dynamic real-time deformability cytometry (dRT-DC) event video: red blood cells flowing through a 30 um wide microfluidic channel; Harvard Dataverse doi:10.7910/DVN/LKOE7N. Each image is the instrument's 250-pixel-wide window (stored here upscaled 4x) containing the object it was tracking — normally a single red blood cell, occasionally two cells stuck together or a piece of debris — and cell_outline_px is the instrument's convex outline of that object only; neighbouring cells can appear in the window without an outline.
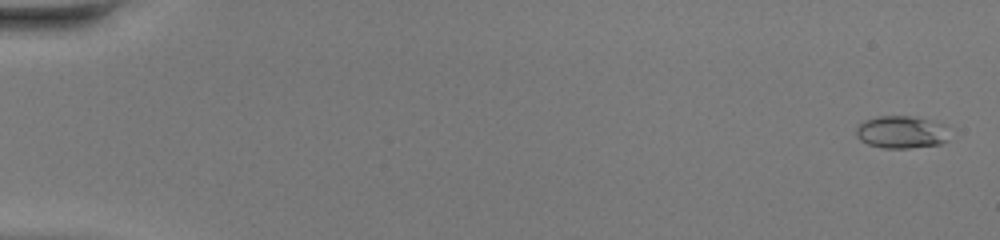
{"species": "common noctule bat (a hibernating species)", "species_latin": "Nyctalus noctula", "temperature_condition": "warm", "stored_images_in_passage": 49, "camera_frame_rate_fps": 3000, "um_per_image_px": 0.085, "animal": {"sex": "female", "body_mass_g": 20.0, "forearm_length_mm": 54.0}, "frame": {"image": 1, "passage_image": 2, "time_ms": 0.333, "image_size_px": [1000, 240], "cell_outline_px": [[948, 140], [940, 144], [908, 148], [880, 148], [868, 144], [860, 140], [856, 136], [856, 128], [864, 120], [880, 116], [912, 116], [944, 124]], "centroid_in_image_um": [76.58, 11.23], "position_along_channel_um": 8.4, "area_um2": 17.57}}
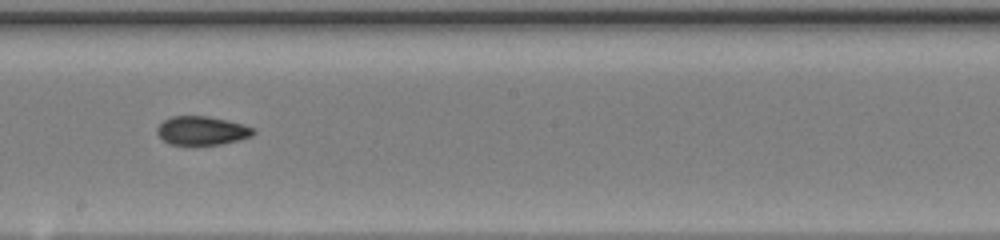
{"frame": {"image": 2, "passage_image": 29, "time_ms": 9.333, "image_size_px": [1000, 240], "cell_outline_px": [[256, 132], [252, 136], [240, 140], [220, 144], [168, 144], [156, 132], [156, 128], [164, 120], [172, 116], [208, 116], [228, 120], [244, 124], [256, 128]], "centroid_in_image_um": [17.21, 11.09], "position_along_channel_um": 231.0, "area_um2": 16.18}}
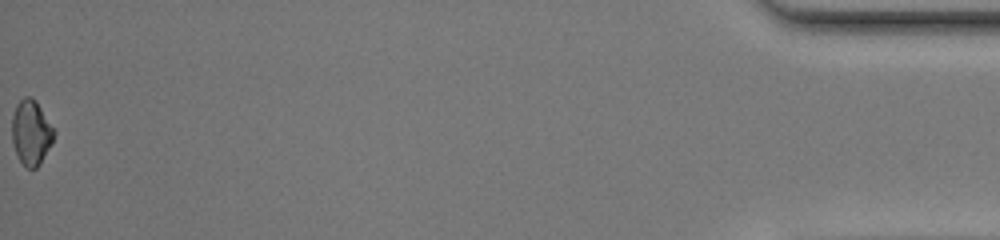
{"frame": {"image": 3, "passage_image": 49, "time_ms": 16.0, "image_size_px": [1000, 240], "cell_outline_px": [[56, 132], [52, 144], [40, 164], [36, 168], [28, 168], [20, 160], [12, 144], [12, 116], [16, 104], [24, 96], [32, 96], [36, 100]], "centroid_in_image_um": [2.65, 11.24], "position_along_channel_um": 432.5, "area_um2": 16.01}, "authors_computed_cell_mechanics": {"area_um2": 16.1262, "velocity_mm_per_s": 4.409, "shape_relaxation_time_tau1_ms": null, "shape_relaxation_time_tau2_ms": 1.1211, "deformation_change_tau1": null, "deformation_change_tau2": 0.0397}}